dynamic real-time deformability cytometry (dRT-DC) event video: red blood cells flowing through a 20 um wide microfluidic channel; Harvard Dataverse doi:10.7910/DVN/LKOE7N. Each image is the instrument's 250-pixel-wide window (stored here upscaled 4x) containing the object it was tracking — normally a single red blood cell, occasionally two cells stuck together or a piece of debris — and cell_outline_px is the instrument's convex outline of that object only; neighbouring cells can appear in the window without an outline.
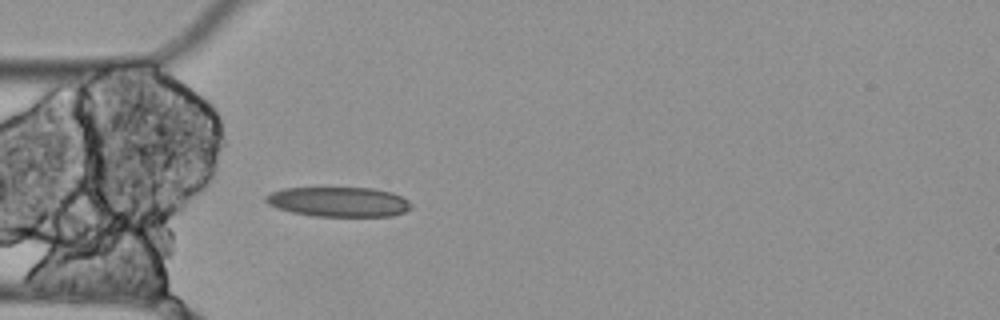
{"species": "Egyptian fruit bat (a non-hibernating species)", "species_latin": "Rousettus aegyptiacus", "temperature_condition": "cold", "stored_images_in_passage": 4, "camera_frame_rate_fps": 3000, "um_per_image_px": 0.085, "animal": {"sex": "female"}, "frame": {"image": 1, "passage_image": 4, "time_ms": 1.0, "image_size_px": [1000, 320], "cell_outline_px": [[412, 208], [404, 212], [392, 216], [312, 216], [292, 212], [276, 208], [268, 204], [264, 200], [264, 196], [272, 192], [284, 188], [372, 188], [392, 192], [408, 200], [412, 204]], "centroid_in_image_um": [28.78, 17.16], "position_along_channel_um": 56.2, "area_um2": 25.32}}